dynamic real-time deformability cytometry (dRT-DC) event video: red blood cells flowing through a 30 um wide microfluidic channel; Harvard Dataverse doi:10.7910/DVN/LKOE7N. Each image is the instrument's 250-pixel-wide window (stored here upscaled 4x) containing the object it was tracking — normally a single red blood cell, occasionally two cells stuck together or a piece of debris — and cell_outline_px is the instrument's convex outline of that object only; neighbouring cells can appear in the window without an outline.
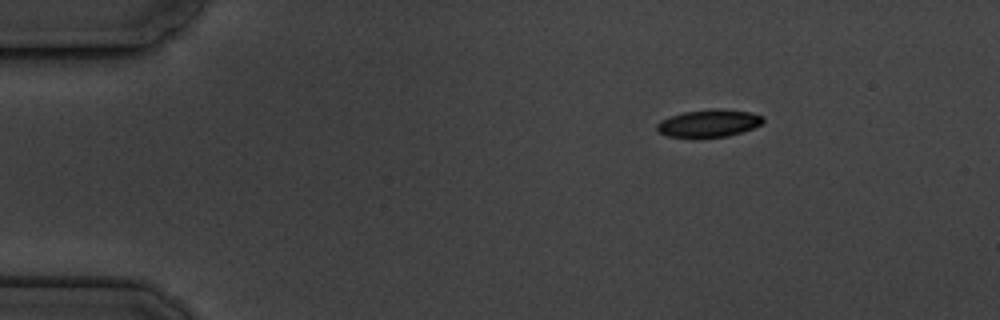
{"species": "common noctule bat (a hibernating species)", "species_latin": "Nyctalus noctula", "temperature_condition": "cold", "stored_images_in_passage": 3, "camera_frame_rate_fps": 3000, "um_per_image_px": 0.085, "animal": {"sex": "male", "body_mass_g": 19.5, "forearm_length_mm": 54.6}, "frame": {"image": 1, "passage_image": 1, "time_ms": 0.0, "image_size_px": [1000, 320], "cell_outline_px": [[764, 120], [760, 124], [752, 128], [728, 136], [668, 136], [660, 132], [656, 128], [656, 124], [660, 120], [684, 112], [716, 108], [720, 108], [752, 112], [764, 116]], "centroid_in_image_um": [60.28, 10.44], "position_along_channel_um": 24.7, "area_um2": 16.65}}